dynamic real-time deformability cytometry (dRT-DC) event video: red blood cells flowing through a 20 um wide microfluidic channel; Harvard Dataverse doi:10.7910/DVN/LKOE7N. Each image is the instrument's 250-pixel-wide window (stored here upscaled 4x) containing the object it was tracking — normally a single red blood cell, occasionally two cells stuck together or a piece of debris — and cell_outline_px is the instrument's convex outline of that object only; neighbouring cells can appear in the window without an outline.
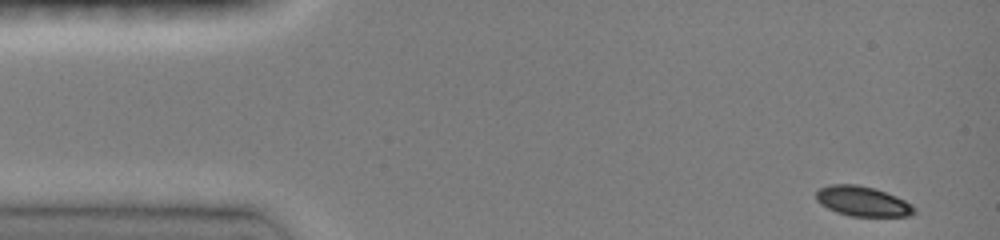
{"species": "common noctule bat (a hibernating species)", "species_latin": "Nyctalus noctula", "temperature_condition": "room temperature", "stored_images_in_passage": 49, "camera_frame_rate_fps": 3000, "um_per_image_px": 0.085, "animal": {"sex": "female", "body_mass_g": 19.0, "forearm_length_mm": 51.5}, "frame": {"image": 1, "passage_image": 1, "time_ms": 0.0, "image_size_px": [1000, 240], "cell_outline_px": [[916, 212], [908, 216], [852, 216], [836, 212], [820, 204], [816, 200], [816, 192], [820, 188], [828, 184], [856, 184], [872, 188], [896, 196], [912, 204], [916, 208]], "centroid_in_image_um": [73.31, 17.11], "position_along_channel_um": 11.7, "area_um2": 17.05}}
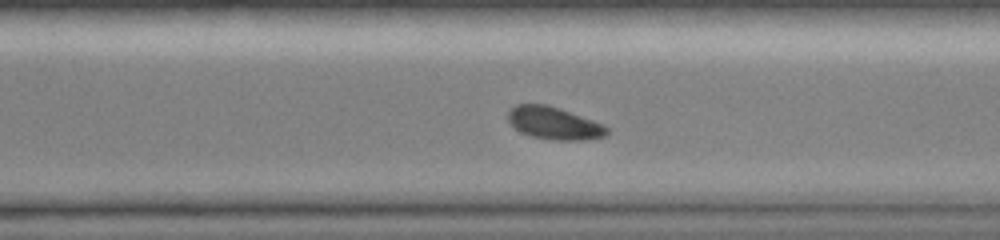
{"frame": {"image": 2, "passage_image": 36, "time_ms": 10.333, "image_size_px": [1000, 240], "cell_outline_px": [[608, 132], [604, 136], [584, 140], [556, 140], [532, 136], [520, 132], [508, 120], [508, 112], [516, 104], [544, 104], [560, 108], [604, 124], [608, 128]], "centroid_in_image_um": [47.1, 10.46], "position_along_channel_um": 323.5, "area_um2": 18.55}}
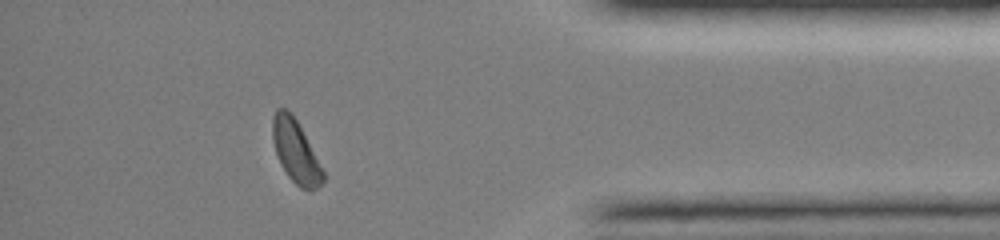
{"frame": {"image": 3, "passage_image": 45, "time_ms": 13.0, "image_size_px": [1000, 240], "cell_outline_px": [[324, 180], [316, 188], [300, 188], [288, 176], [280, 164], [272, 140], [272, 116], [276, 108], [288, 108], [292, 112], [324, 172]], "centroid_in_image_um": [25.08, 12.81], "position_along_channel_um": 410.1, "area_um2": 18.15}, "authors_computed_cell_mechanics": {"area_um2": 18.9006, "velocity_mm_per_s": 4.0276, "shape_relaxation_time_tau1_ms": 1.7295, "shape_relaxation_time_tau2_ms": null, "deformation_change_tau1": 0.0767, "deformation_change_tau2": null}}